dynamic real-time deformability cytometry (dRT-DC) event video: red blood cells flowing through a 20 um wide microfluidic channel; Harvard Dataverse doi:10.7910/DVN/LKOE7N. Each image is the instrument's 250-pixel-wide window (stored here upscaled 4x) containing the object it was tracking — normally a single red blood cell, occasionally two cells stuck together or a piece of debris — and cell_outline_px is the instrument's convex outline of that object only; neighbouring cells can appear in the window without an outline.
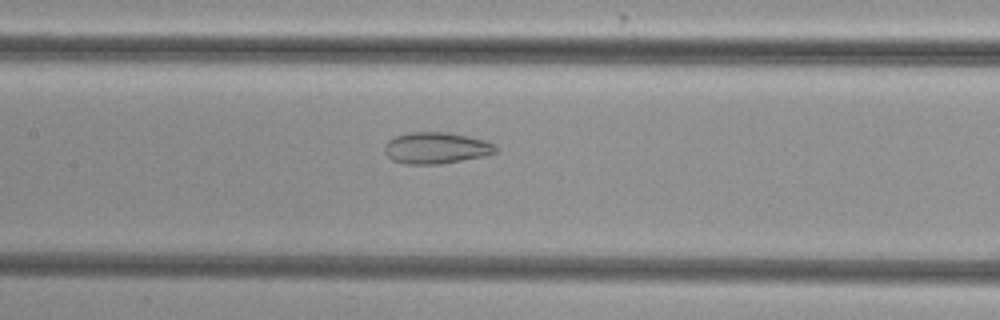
{"species": "common noctule bat (a hibernating species)", "species_latin": "Nyctalus noctula", "temperature_condition": "cold", "stored_images_in_passage": 37, "camera_frame_rate_fps": 3000, "um_per_image_px": 0.085, "animal": {"sex": "female", "body_mass_g": 29.2, "forearm_length_mm": 56.3}, "frame": {"image": 1, "passage_image": 26, "time_ms": 8.333, "image_size_px": [1000, 320], "cell_outline_px": [[500, 148], [496, 152], [484, 156], [440, 164], [404, 164], [392, 160], [384, 152], [384, 144], [388, 140], [396, 136], [408, 132], [444, 132], [484, 140], [496, 144]], "centroid_in_image_um": [37.06, 12.58], "position_along_channel_um": 170.3, "area_um2": 20.4}}
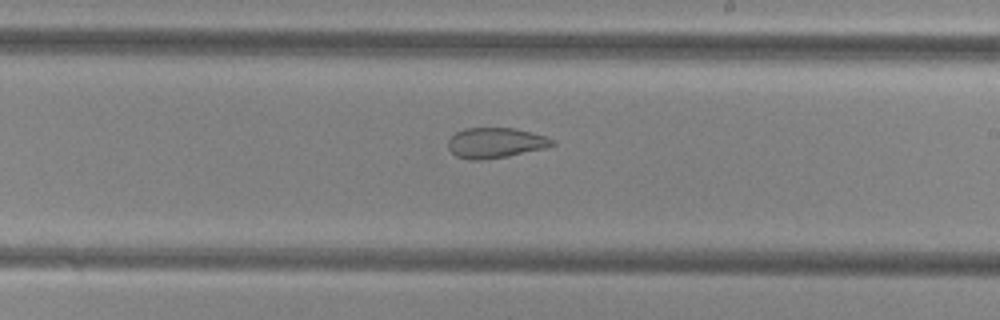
{"frame": {"image": 2, "passage_image": 32, "time_ms": 10.333, "image_size_px": [1000, 320], "cell_outline_px": [[556, 144], [544, 148], [508, 156], [480, 160], [472, 160], [456, 156], [448, 148], [448, 140], [456, 132], [464, 128], [516, 128], [544, 136], [556, 140]], "centroid_in_image_um": [42.11, 12.14], "position_along_channel_um": 246.9, "area_um2": 18.32}}
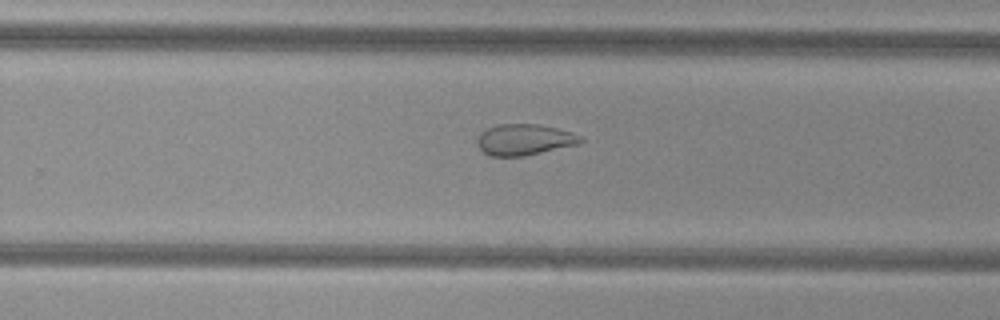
{"frame": {"image": 3, "passage_image": 35, "time_ms": 11.333, "image_size_px": [1000, 320], "cell_outline_px": [[584, 140], [580, 144], [524, 156], [488, 156], [480, 148], [476, 140], [480, 132], [488, 128], [500, 124], [540, 124], [572, 132], [584, 136]], "centroid_in_image_um": [44.61, 11.87], "position_along_channel_um": 285.2, "area_um2": 18.9}}